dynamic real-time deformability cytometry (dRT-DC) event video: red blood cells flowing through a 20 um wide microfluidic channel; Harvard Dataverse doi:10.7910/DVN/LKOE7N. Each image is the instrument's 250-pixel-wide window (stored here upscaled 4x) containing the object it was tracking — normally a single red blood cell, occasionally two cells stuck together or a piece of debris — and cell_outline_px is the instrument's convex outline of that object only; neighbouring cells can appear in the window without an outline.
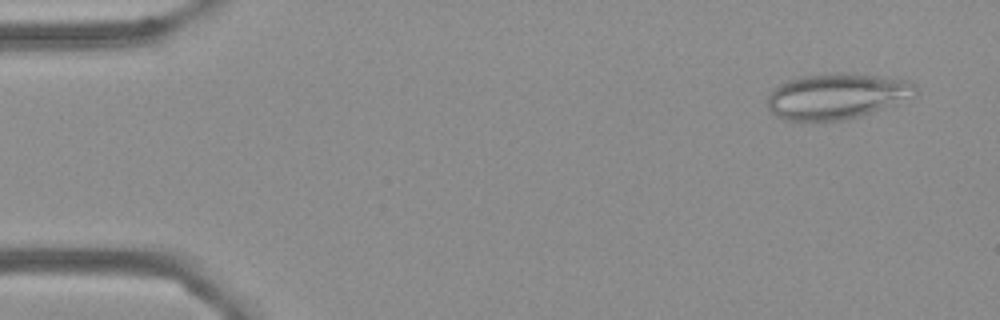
{"species": "Egyptian fruit bat (a non-hibernating species)", "species_latin": "Rousettus aegyptiacus", "temperature_condition": "cold", "stored_images_in_passage": 54, "camera_frame_rate_fps": 3000, "um_per_image_px": 0.085, "frame": {"image": 1, "passage_image": 3, "time_ms": 0.667, "image_size_px": [1000, 320], "cell_outline_px": [[916, 96], [860, 116], [844, 120], [784, 120], [776, 116], [768, 108], [768, 96], [780, 84], [788, 80], [800, 76], [840, 72], [876, 76], [908, 80], [916, 88]], "centroid_in_image_um": [71.11, 8.17], "position_along_channel_um": 13.9, "area_um2": 39.02}}
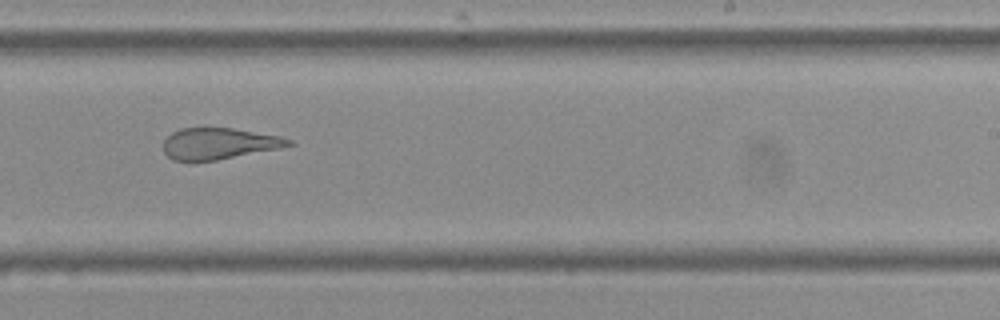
{"frame": {"image": 2, "passage_image": 33, "time_ms": 10.667, "image_size_px": [1000, 320], "cell_outline_px": [[296, 144], [280, 148], [216, 160], [172, 160], [164, 152], [164, 140], [172, 132], [180, 128], [232, 128], [280, 136], [292, 140]], "centroid_in_image_um": [18.63, 12.19], "position_along_channel_um": 270.4, "area_um2": 22.66}}
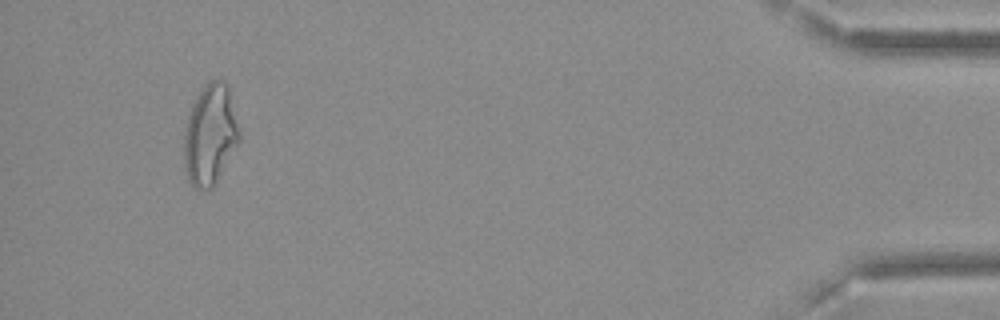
{"frame": {"image": 3, "passage_image": 51, "time_ms": 16.667, "image_size_px": [1000, 320], "cell_outline_px": [[240, 144], [212, 188], [196, 188], [188, 180], [184, 164], [184, 136], [188, 116], [192, 104], [204, 84], [208, 80], [224, 80], [228, 88], [240, 132]], "centroid_in_image_um": [17.87, 11.46], "position_along_channel_um": 417.3, "area_um2": 32.37}, "authors_computed_cell_mechanics": {"area_um2": 29.9115, "velocity_mm_per_s": 3.6453, "shape_relaxation_time_tau1_ms": null, "shape_relaxation_time_tau2_ms": 2.1874, "deformation_change_tau1": null, "deformation_change_tau2": 0.1237}}